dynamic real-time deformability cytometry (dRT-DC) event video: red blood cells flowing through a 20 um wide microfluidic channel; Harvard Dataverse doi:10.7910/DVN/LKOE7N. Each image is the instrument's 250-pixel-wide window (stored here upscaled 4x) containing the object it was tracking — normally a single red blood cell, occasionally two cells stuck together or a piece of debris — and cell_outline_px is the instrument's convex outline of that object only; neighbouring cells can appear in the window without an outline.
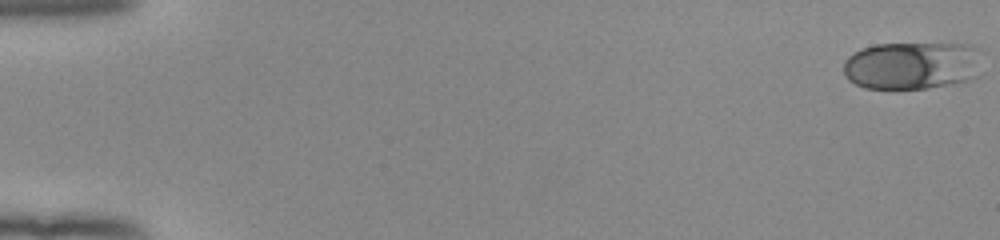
{"species": "human", "species_latin": "Homo sapiens", "temperature_condition": "room temperature", "stored_images_in_passage": 53, "camera_frame_rate_fps": 3000, "um_per_image_px": 0.085, "donor": {"sex": "female"}, "frame": {"image": 1, "passage_image": 1, "time_ms": 0.0, "image_size_px": [1000, 240], "cell_outline_px": [[984, 52], [980, 76], [968, 80], [952, 84], [928, 88], [864, 88], [848, 80], [844, 76], [844, 60], [848, 56], [860, 48], [876, 44], [972, 44], [980, 48]], "centroid_in_image_um": [77.62, 5.55], "position_along_channel_um": 7.4, "area_um2": 39.54}}
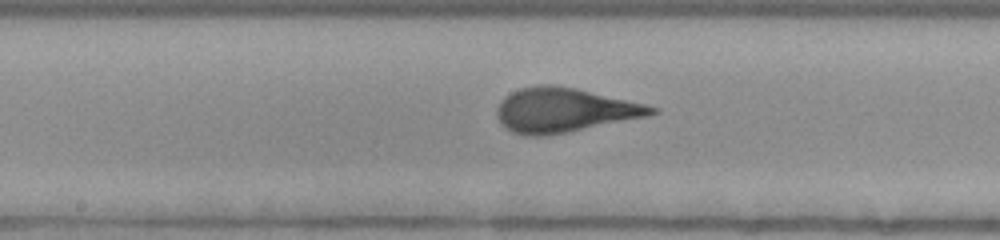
{"frame": {"image": 2, "passage_image": 29, "time_ms": 9.333, "image_size_px": [1000, 240], "cell_outline_px": [[660, 112], [648, 116], [568, 132], [544, 136], [524, 136], [512, 132], [500, 124], [496, 116], [496, 108], [500, 100], [504, 96], [520, 88], [540, 84], [548, 84], [576, 88], [644, 104], [660, 108]], "centroid_in_image_um": [47.91, 9.37], "position_along_channel_um": 200.3, "area_um2": 40.06}}
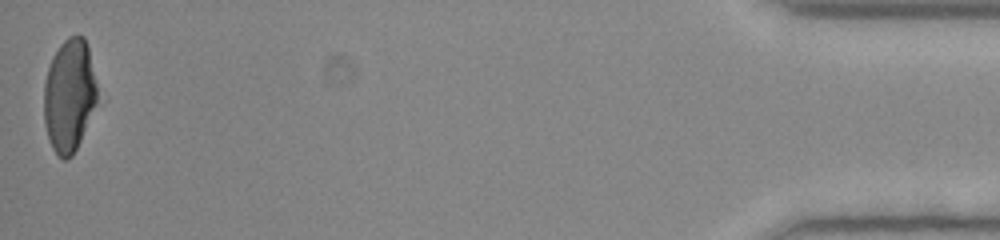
{"frame": {"image": 3, "passage_image": 53, "time_ms": 17.333, "image_size_px": [1000, 240], "cell_outline_px": [[96, 104], [80, 140], [72, 156], [68, 160], [64, 160], [52, 148], [44, 124], [44, 84], [48, 68], [52, 56], [60, 44], [68, 36], [84, 36], [88, 48], [96, 84]], "centroid_in_image_um": [5.86, 8.11], "position_along_channel_um": 429.3, "area_um2": 34.68}, "authors_computed_cell_mechanics": {"area_um2": 38.0902, "velocity_mm_per_s": 3.937, "shape_relaxation_time_tau1_ms": 3.7292, "shape_relaxation_time_tau2_ms": null, "deformation_change_tau1": 0.1844, "deformation_change_tau2": null}}